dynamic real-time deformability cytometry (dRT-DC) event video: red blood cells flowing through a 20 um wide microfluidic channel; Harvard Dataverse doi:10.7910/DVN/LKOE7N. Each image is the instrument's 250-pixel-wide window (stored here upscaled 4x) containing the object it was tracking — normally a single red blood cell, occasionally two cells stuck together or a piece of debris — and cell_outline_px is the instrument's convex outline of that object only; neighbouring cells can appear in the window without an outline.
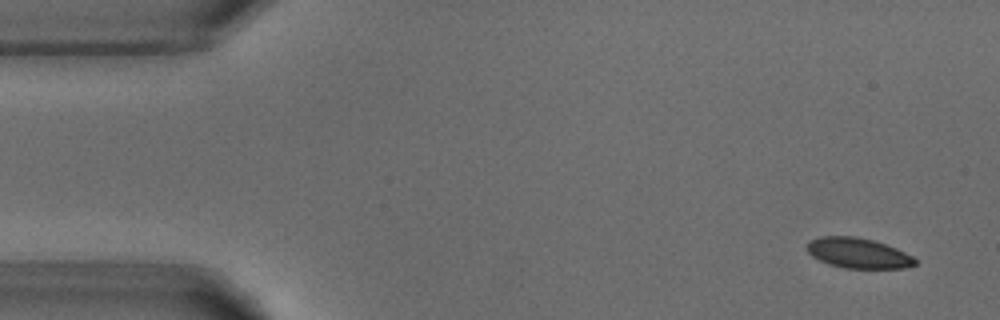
{"species": "common noctule bat (a hibernating species)", "species_latin": "Nyctalus noctula", "temperature_condition": "warm", "stored_images_in_passage": 4, "camera_frame_rate_fps": 3000, "um_per_image_px": 0.085, "animal": {"sex": "male", "body_mass_g": 18.8}, "frame": {"image": 1, "passage_image": 1, "time_ms": 0.0, "image_size_px": [1000, 320], "cell_outline_px": [[916, 264], [904, 268], [844, 268], [828, 264], [812, 256], [804, 248], [808, 240], [820, 236], [856, 236], [872, 240], [896, 248], [912, 256], [916, 260]], "centroid_in_image_um": [72.88, 21.5], "position_along_channel_um": 12.1, "area_um2": 19.13}}
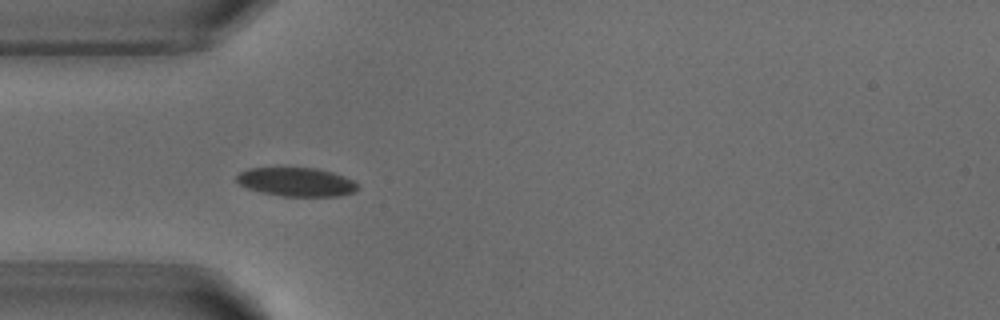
{"frame": {"image": 2, "passage_image": 3, "time_ms": 4.0, "image_size_px": [1000, 320], "cell_outline_px": [[360, 188], [356, 192], [340, 196], [280, 196], [260, 192], [248, 188], [240, 184], [236, 180], [236, 176], [240, 172], [248, 168], [316, 168], [332, 172], [344, 176], [360, 184]], "centroid_in_image_um": [25.24, 15.47], "position_along_channel_um": 59.8, "area_um2": 20.46}}